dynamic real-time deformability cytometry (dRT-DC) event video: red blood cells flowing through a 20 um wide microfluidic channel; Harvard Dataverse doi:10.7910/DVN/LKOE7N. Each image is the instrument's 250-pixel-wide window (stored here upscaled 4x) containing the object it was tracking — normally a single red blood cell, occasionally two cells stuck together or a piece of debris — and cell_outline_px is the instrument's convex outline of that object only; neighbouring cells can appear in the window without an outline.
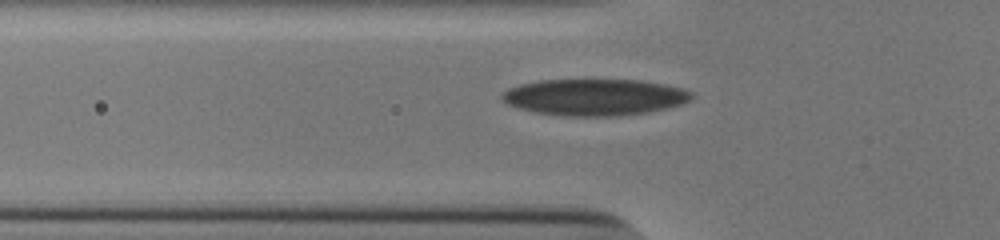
{"species": "human", "species_latin": "Homo sapiens", "temperature_condition": "cold", "stored_images_in_passage": 38, "camera_frame_rate_fps": 3000, "um_per_image_px": 0.085, "donor": {"sex": "male"}, "frame": {"image": 1, "passage_image": 6, "time_ms": 1.667, "image_size_px": [1000, 240], "cell_outline_px": [[692, 100], [680, 104], [648, 112], [616, 116], [572, 116], [540, 112], [520, 108], [508, 104], [500, 96], [508, 88], [520, 84], [540, 80], [644, 80], [684, 88], [692, 92]], "centroid_in_image_um": [50.58, 8.24], "position_along_channel_um": 75.2, "area_um2": 40.06}}
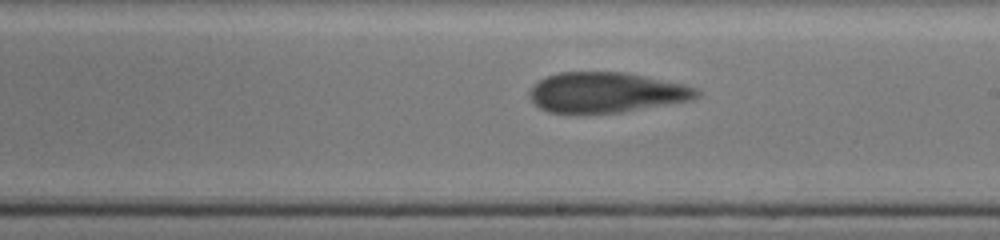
{"frame": {"image": 2, "passage_image": 19, "time_ms": 6.0, "image_size_px": [1000, 240], "cell_outline_px": [[700, 96], [692, 100], [620, 112], [548, 112], [540, 108], [532, 100], [528, 92], [540, 80], [548, 76], [560, 72], [624, 72], [684, 84], [700, 88]], "centroid_in_image_um": [51.59, 7.85], "position_along_channel_um": 237.4, "area_um2": 38.78}}
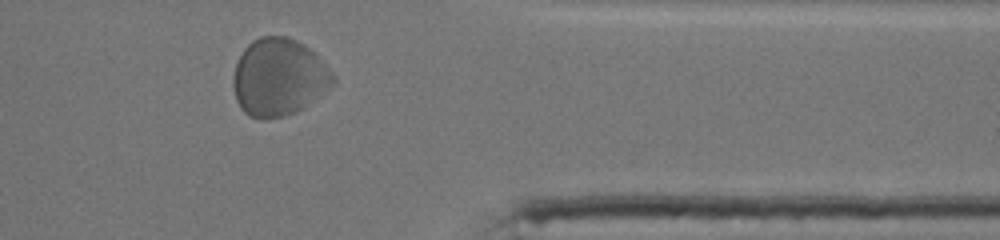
{"frame": {"image": 3, "passage_image": 32, "time_ms": 10.333, "image_size_px": [1000, 240], "cell_outline_px": [[336, 80], [328, 88], [296, 112], [284, 116], [260, 120], [248, 116], [240, 108], [236, 100], [232, 84], [232, 80], [236, 64], [244, 48], [252, 40], [260, 36], [288, 36], [304, 44], [336, 76]], "centroid_in_image_um": [23.65, 6.57], "position_along_channel_um": 387.8, "area_um2": 44.85}}